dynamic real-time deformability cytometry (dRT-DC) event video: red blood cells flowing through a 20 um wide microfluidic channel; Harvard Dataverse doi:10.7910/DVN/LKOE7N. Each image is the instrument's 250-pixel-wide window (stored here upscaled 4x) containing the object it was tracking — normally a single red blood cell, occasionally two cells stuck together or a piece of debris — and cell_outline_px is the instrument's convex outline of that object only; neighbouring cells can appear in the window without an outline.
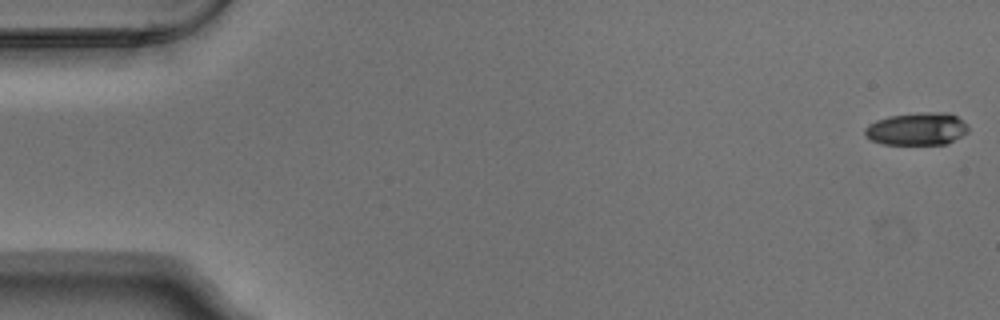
{"species": "Egyptian fruit bat (a non-hibernating species)", "species_latin": "Rousettus aegyptiacus", "temperature_condition": "warm", "stored_images_in_passage": 4, "camera_frame_rate_fps": 3000, "um_per_image_px": 0.085, "animal": {"sex": "male"}, "frame": {"image": 1, "passage_image": 1, "time_ms": 0.0, "image_size_px": [1000, 320], "cell_outline_px": [[968, 132], [948, 144], [884, 144], [872, 140], [864, 136], [864, 128], [868, 124], [876, 120], [888, 116], [920, 112], [948, 112], [956, 116], [968, 124]], "centroid_in_image_um": [77.94, 10.95], "position_along_channel_um": 7.1, "area_um2": 19.88}}
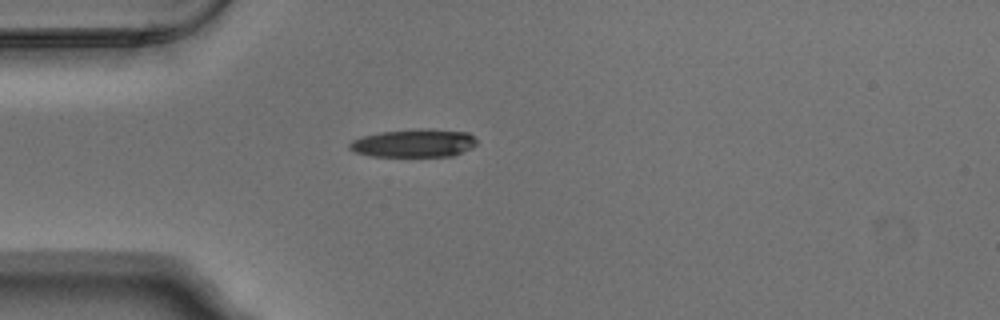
{"frame": {"image": 2, "passage_image": 4, "time_ms": 1.0, "image_size_px": [1000, 320], "cell_outline_px": [[476, 144], [472, 148], [452, 156], [372, 156], [352, 152], [348, 148], [348, 144], [352, 140], [360, 136], [380, 132], [420, 128], [428, 128], [468, 132], [476, 140]], "centroid_in_image_um": [35.14, 12.16], "position_along_channel_um": 49.9, "area_um2": 21.1}}